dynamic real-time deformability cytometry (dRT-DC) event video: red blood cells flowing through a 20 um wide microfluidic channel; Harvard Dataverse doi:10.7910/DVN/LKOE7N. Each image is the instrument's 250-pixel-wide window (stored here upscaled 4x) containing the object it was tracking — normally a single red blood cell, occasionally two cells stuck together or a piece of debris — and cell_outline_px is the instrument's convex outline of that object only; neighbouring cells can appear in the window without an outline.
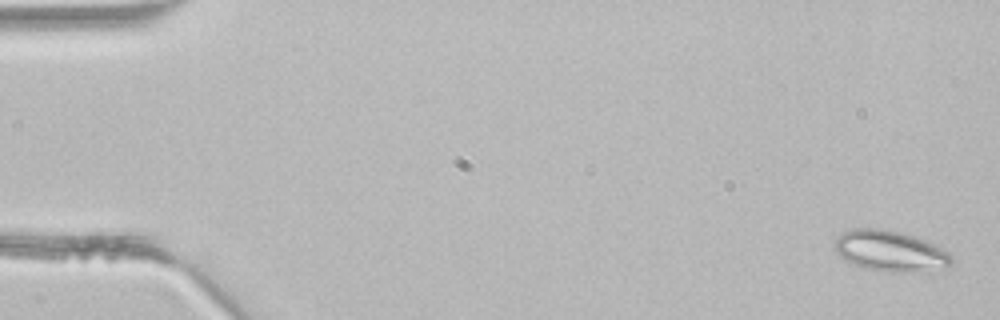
{"species": "common noctule bat (a hibernating species)", "species_latin": "Nyctalus noctula", "temperature_condition": "room temperature", "stored_images_in_passage": 5, "camera_frame_rate_fps": 3000, "um_per_image_px": 0.085, "animal": {"sex": "male", "body_mass_g": 21.5, "forearm_length_mm": 52.0}, "frame": {"image": 1, "passage_image": 1, "time_ms": 0.0, "image_size_px": [1000, 320], "cell_outline_px": [[952, 264], [944, 268], [928, 272], [904, 272], [864, 268], [840, 256], [836, 252], [836, 236], [840, 232], [852, 228], [880, 228], [900, 232], [924, 240], [948, 252], [952, 256]], "centroid_in_image_um": [75.68, 21.33], "position_along_channel_um": 9.3, "area_um2": 27.57}}